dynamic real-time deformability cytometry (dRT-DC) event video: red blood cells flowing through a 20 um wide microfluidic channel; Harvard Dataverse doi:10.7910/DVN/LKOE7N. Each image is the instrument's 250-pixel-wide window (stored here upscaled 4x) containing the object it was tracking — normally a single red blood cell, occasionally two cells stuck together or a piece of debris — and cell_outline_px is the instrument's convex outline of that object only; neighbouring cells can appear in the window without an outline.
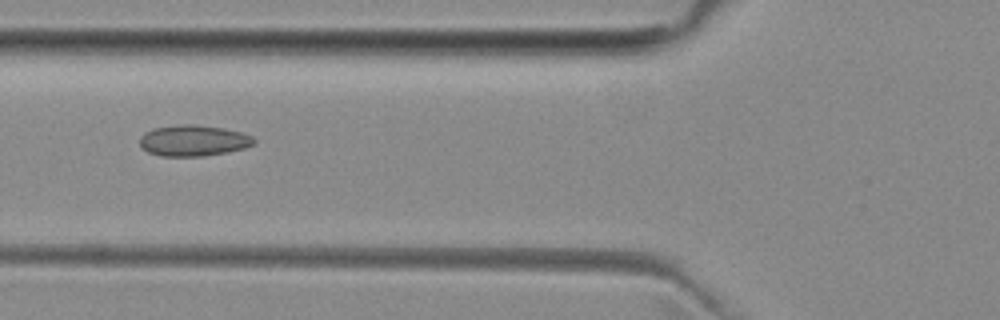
{"species": "common noctule bat (a hibernating species)", "species_latin": "Nyctalus noctula", "temperature_condition": "room temperature", "stored_images_in_passage": 6, "camera_frame_rate_fps": 3000, "um_per_image_px": 0.085, "animal": {"sex": "female", "body_mass_g": 29.2, "forearm_length_mm": 56.3}, "frame": {"image": 1, "passage_image": 6, "time_ms": 5.667, "image_size_px": [1000, 320], "cell_outline_px": [[256, 144], [244, 148], [228, 152], [204, 156], [160, 156], [148, 152], [140, 144], [140, 136], [144, 132], [152, 128], [180, 124], [196, 124], [224, 128], [240, 132], [252, 136], [256, 140]], "centroid_in_image_um": [16.45, 11.94], "position_along_channel_um": 109.4, "area_um2": 20.87}}